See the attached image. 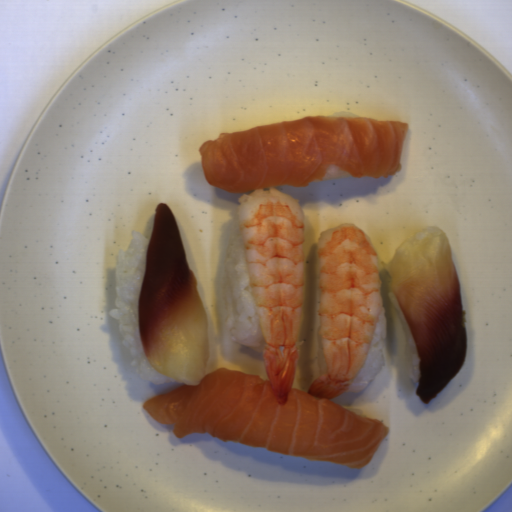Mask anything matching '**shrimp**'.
<instances>
[{
  "instance_id": "fd3e3c34",
  "label": "shrimp",
  "mask_w": 512,
  "mask_h": 512,
  "mask_svg": "<svg viewBox=\"0 0 512 512\" xmlns=\"http://www.w3.org/2000/svg\"><path fill=\"white\" fill-rule=\"evenodd\" d=\"M318 318L327 371L308 394L332 400L360 373L384 308L378 252L360 227L342 223L317 245Z\"/></svg>"
},
{
  "instance_id": "a79e029a",
  "label": "shrimp",
  "mask_w": 512,
  "mask_h": 512,
  "mask_svg": "<svg viewBox=\"0 0 512 512\" xmlns=\"http://www.w3.org/2000/svg\"><path fill=\"white\" fill-rule=\"evenodd\" d=\"M240 237L256 306L268 378L277 403L288 402L305 310V213L274 187L238 198Z\"/></svg>"
}]
</instances>
